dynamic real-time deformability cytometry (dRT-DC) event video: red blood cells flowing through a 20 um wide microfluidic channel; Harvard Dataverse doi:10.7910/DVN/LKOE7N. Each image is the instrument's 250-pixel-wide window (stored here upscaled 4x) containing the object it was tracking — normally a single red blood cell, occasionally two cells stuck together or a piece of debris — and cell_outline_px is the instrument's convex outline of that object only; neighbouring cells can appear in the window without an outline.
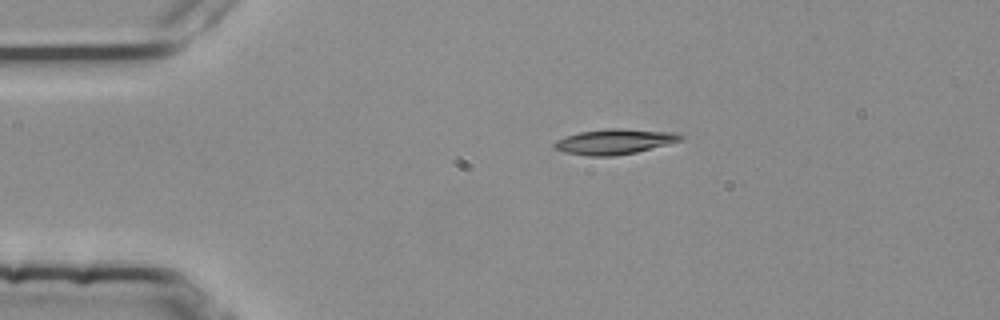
{"species": "common noctule bat (a hibernating species)", "species_latin": "Nyctalus noctula", "temperature_condition": "room temperature", "stored_images_in_passage": 4, "camera_frame_rate_fps": 3000, "um_per_image_px": 0.085, "animal": {"sex": "female", "body_mass_g": 25.1}, "frame": {"image": 1, "passage_image": 4, "time_ms": 1.0, "image_size_px": [1000, 320], "cell_outline_px": [[684, 140], [636, 152], [612, 156], [588, 156], [564, 152], [556, 148], [552, 144], [556, 140], [564, 136], [580, 132], [608, 128], [620, 128], [676, 132], [684, 136]], "centroid_in_image_um": [52.25, 12.03], "position_along_channel_um": 32.7, "area_um2": 18.67}}